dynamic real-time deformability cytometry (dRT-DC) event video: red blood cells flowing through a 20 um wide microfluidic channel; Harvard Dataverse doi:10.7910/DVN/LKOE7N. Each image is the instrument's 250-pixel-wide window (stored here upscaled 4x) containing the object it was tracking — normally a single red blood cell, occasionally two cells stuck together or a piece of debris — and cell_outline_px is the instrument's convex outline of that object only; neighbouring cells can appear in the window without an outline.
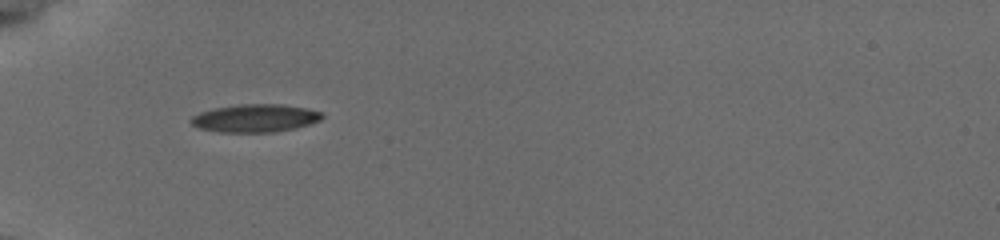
{"species": "common noctule bat (a hibernating species)", "species_latin": "Nyctalus noctula", "temperature_condition": "cold", "stored_images_in_passage": 36, "camera_frame_rate_fps": 3000, "um_per_image_px": 0.085, "animal": {"sex": "female", "body_mass_g": 19.5, "forearm_length_mm": 54.1}, "frame": {"image": 1, "passage_image": 1, "time_ms": 0.0, "image_size_px": [1000, 240], "cell_outline_px": [[324, 116], [320, 120], [296, 128], [276, 132], [216, 132], [200, 128], [192, 124], [188, 120], [192, 116], [200, 112], [212, 108], [240, 104], [280, 104], [304, 108], [324, 112]], "centroid_in_image_um": [21.67, 10.04], "position_along_channel_um": 63.3, "area_um2": 21.44}}
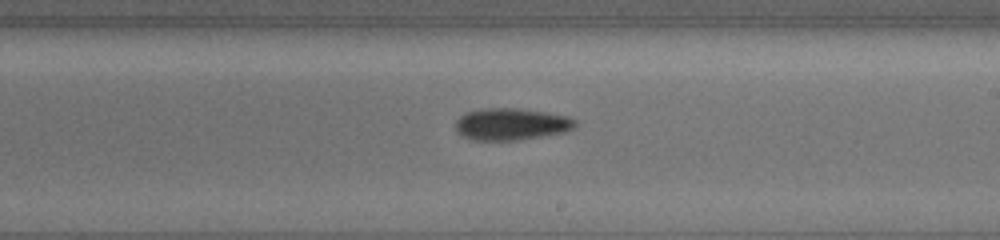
{"frame": {"image": 2, "passage_image": 16, "time_ms": 5.0, "image_size_px": [1000, 240], "cell_outline_px": [[576, 124], [572, 128], [564, 132], [516, 140], [472, 140], [456, 132], [456, 120], [464, 112], [480, 108], [516, 108], [544, 112], [568, 116], [576, 120]], "centroid_in_image_um": [43.4, 10.54], "position_along_channel_um": 245.6, "area_um2": 22.2}}
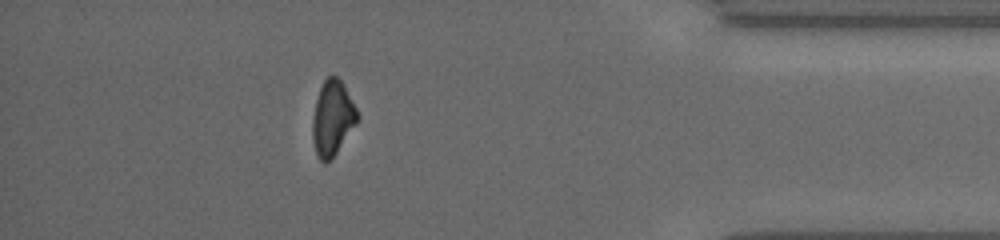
{"frame": {"image": 3, "passage_image": 31, "time_ms": 10.0, "image_size_px": [1000, 240], "cell_outline_px": [[360, 116], [356, 124], [336, 152], [324, 164], [320, 160], [316, 152], [312, 140], [312, 120], [316, 100], [320, 88], [324, 80], [328, 76], [336, 76], [344, 84]], "centroid_in_image_um": [28.26, 10.02], "position_along_channel_um": 406.9, "area_um2": 19.36}, "authors_computed_cell_mechanics": {"area_um2": 20.9814, "velocity_mm_per_s": 3.8501, "shape_relaxation_time_tau1_ms": 2.8752, "shape_relaxation_time_tau2_ms": null, "deformation_change_tau1": 0.1309, "deformation_change_tau2": null}}